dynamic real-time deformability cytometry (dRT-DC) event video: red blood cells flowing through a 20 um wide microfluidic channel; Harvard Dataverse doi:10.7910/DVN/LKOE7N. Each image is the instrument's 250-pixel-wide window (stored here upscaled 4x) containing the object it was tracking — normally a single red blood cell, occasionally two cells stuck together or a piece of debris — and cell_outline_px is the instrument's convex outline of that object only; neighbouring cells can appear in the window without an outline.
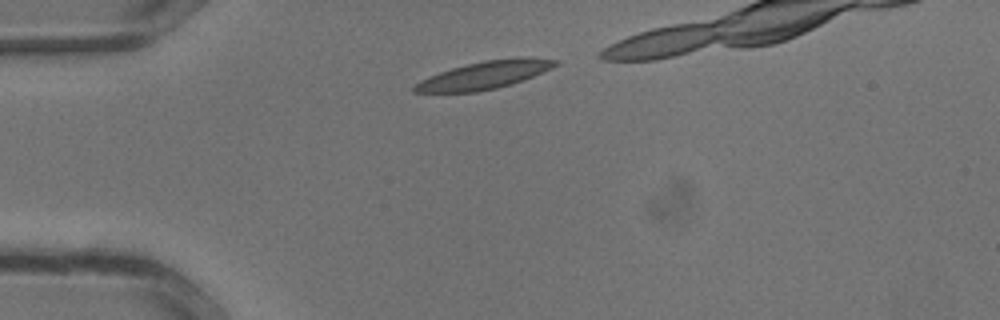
{"species": "common noctule bat (a hibernating species)", "species_latin": "Nyctalus noctula", "temperature_condition": "warm", "stored_images_in_passage": 3, "camera_frame_rate_fps": 3000, "um_per_image_px": 0.085, "animal": {"sex": "male", "body_mass_g": 13.3}, "frame": {"image": 1, "passage_image": 1, "time_ms": 0.0, "image_size_px": [1000, 320], "cell_outline_px": [[560, 64], [552, 68], [524, 80], [512, 84], [496, 88], [476, 92], [412, 92], [412, 88], [420, 80], [428, 76], [452, 68], [484, 60], [516, 56], [528, 56], [560, 60]], "centroid_in_image_um": [41.26, 6.36], "position_along_channel_um": 43.7, "area_um2": 23.06}}